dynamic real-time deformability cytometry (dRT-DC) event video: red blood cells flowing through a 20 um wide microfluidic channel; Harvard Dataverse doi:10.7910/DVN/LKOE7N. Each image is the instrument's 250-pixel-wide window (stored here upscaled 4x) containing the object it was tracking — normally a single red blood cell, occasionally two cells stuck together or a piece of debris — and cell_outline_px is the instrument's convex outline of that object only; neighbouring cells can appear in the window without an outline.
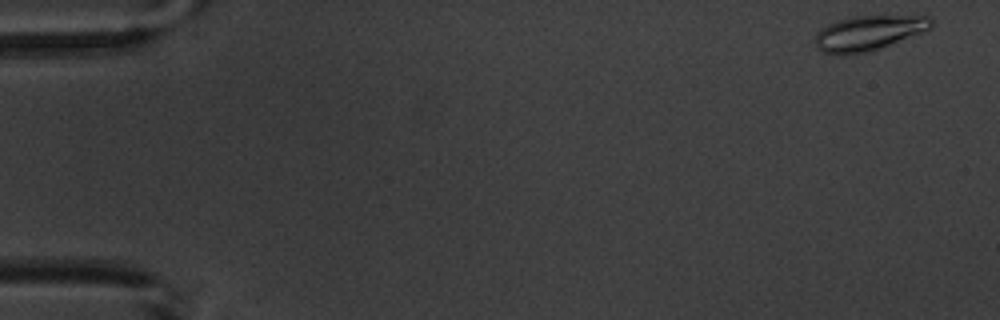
{"species": "common noctule bat (a hibernating species)", "species_latin": "Nyctalus noctula", "temperature_condition": "warm", "stored_images_in_passage": 3, "camera_frame_rate_fps": 3000, "um_per_image_px": 0.085, "animal": {"sex": "male", "body_mass_g": 20.1, "forearm_length_mm": 53.5}, "frame": {"image": 1, "passage_image": 1, "time_ms": 0.0, "image_size_px": [1000, 320], "cell_outline_px": [[932, 28], [872, 52], [844, 56], [824, 52], [816, 48], [812, 44], [812, 40], [816, 32], [820, 28], [828, 24], [848, 16], [932, 16]], "centroid_in_image_um": [73.75, 2.83], "position_along_channel_um": 11.2, "area_um2": 24.28}}